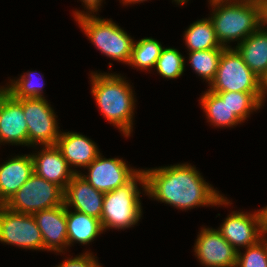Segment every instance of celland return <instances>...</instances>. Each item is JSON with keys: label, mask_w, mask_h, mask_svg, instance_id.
I'll list each match as a JSON object with an SVG mask.
<instances>
[{"label": "cell", "mask_w": 267, "mask_h": 267, "mask_svg": "<svg viewBox=\"0 0 267 267\" xmlns=\"http://www.w3.org/2000/svg\"><path fill=\"white\" fill-rule=\"evenodd\" d=\"M146 195L180 210L196 207L229 206L232 202L206 182L195 165H174L143 169ZM231 202V203H230Z\"/></svg>", "instance_id": "6da1fadb"}, {"label": "cell", "mask_w": 267, "mask_h": 267, "mask_svg": "<svg viewBox=\"0 0 267 267\" xmlns=\"http://www.w3.org/2000/svg\"><path fill=\"white\" fill-rule=\"evenodd\" d=\"M90 74L91 94L101 114L128 138L133 131L137 100L133 85L119 73L96 71Z\"/></svg>", "instance_id": "7a4b0ae2"}, {"label": "cell", "mask_w": 267, "mask_h": 267, "mask_svg": "<svg viewBox=\"0 0 267 267\" xmlns=\"http://www.w3.org/2000/svg\"><path fill=\"white\" fill-rule=\"evenodd\" d=\"M215 35L219 44L231 48L260 28L259 6L255 0H208Z\"/></svg>", "instance_id": "3957f363"}, {"label": "cell", "mask_w": 267, "mask_h": 267, "mask_svg": "<svg viewBox=\"0 0 267 267\" xmlns=\"http://www.w3.org/2000/svg\"><path fill=\"white\" fill-rule=\"evenodd\" d=\"M140 190L146 195L143 169L125 185L105 193L100 219L104 232L107 229L124 230L138 224L143 214Z\"/></svg>", "instance_id": "277c9868"}, {"label": "cell", "mask_w": 267, "mask_h": 267, "mask_svg": "<svg viewBox=\"0 0 267 267\" xmlns=\"http://www.w3.org/2000/svg\"><path fill=\"white\" fill-rule=\"evenodd\" d=\"M79 27L88 40L95 45L104 56L117 60V62L128 64L134 39L112 18L102 19L94 15H82L75 18Z\"/></svg>", "instance_id": "5b68a950"}, {"label": "cell", "mask_w": 267, "mask_h": 267, "mask_svg": "<svg viewBox=\"0 0 267 267\" xmlns=\"http://www.w3.org/2000/svg\"><path fill=\"white\" fill-rule=\"evenodd\" d=\"M208 88L212 92L261 93V79L250 70L234 47L225 48Z\"/></svg>", "instance_id": "8992f818"}, {"label": "cell", "mask_w": 267, "mask_h": 267, "mask_svg": "<svg viewBox=\"0 0 267 267\" xmlns=\"http://www.w3.org/2000/svg\"><path fill=\"white\" fill-rule=\"evenodd\" d=\"M64 191L35 173L9 200V209L24 214L63 205Z\"/></svg>", "instance_id": "52a82bcc"}, {"label": "cell", "mask_w": 267, "mask_h": 267, "mask_svg": "<svg viewBox=\"0 0 267 267\" xmlns=\"http://www.w3.org/2000/svg\"><path fill=\"white\" fill-rule=\"evenodd\" d=\"M28 127V147L55 145L61 130L56 113L46 98L21 99Z\"/></svg>", "instance_id": "ba28073f"}, {"label": "cell", "mask_w": 267, "mask_h": 267, "mask_svg": "<svg viewBox=\"0 0 267 267\" xmlns=\"http://www.w3.org/2000/svg\"><path fill=\"white\" fill-rule=\"evenodd\" d=\"M0 243L22 249L44 251L42 234L33 214L7 209L0 213Z\"/></svg>", "instance_id": "9c48e42d"}, {"label": "cell", "mask_w": 267, "mask_h": 267, "mask_svg": "<svg viewBox=\"0 0 267 267\" xmlns=\"http://www.w3.org/2000/svg\"><path fill=\"white\" fill-rule=\"evenodd\" d=\"M86 169L87 175L80 172V176L103 193L111 192L125 185L141 170L128 166L123 158H104L102 153Z\"/></svg>", "instance_id": "30bf717a"}, {"label": "cell", "mask_w": 267, "mask_h": 267, "mask_svg": "<svg viewBox=\"0 0 267 267\" xmlns=\"http://www.w3.org/2000/svg\"><path fill=\"white\" fill-rule=\"evenodd\" d=\"M194 244V255L205 267H236L238 251L217 229L201 227Z\"/></svg>", "instance_id": "8fae6325"}, {"label": "cell", "mask_w": 267, "mask_h": 267, "mask_svg": "<svg viewBox=\"0 0 267 267\" xmlns=\"http://www.w3.org/2000/svg\"><path fill=\"white\" fill-rule=\"evenodd\" d=\"M223 221L217 230L237 251L263 238L259 210L253 213L232 211Z\"/></svg>", "instance_id": "7c38bea8"}, {"label": "cell", "mask_w": 267, "mask_h": 267, "mask_svg": "<svg viewBox=\"0 0 267 267\" xmlns=\"http://www.w3.org/2000/svg\"><path fill=\"white\" fill-rule=\"evenodd\" d=\"M28 146V127L21 99L0 86V145Z\"/></svg>", "instance_id": "4fadbf2b"}, {"label": "cell", "mask_w": 267, "mask_h": 267, "mask_svg": "<svg viewBox=\"0 0 267 267\" xmlns=\"http://www.w3.org/2000/svg\"><path fill=\"white\" fill-rule=\"evenodd\" d=\"M33 217L42 234L44 251L66 253L68 240L65 205L37 211Z\"/></svg>", "instance_id": "5bb4252c"}, {"label": "cell", "mask_w": 267, "mask_h": 267, "mask_svg": "<svg viewBox=\"0 0 267 267\" xmlns=\"http://www.w3.org/2000/svg\"><path fill=\"white\" fill-rule=\"evenodd\" d=\"M35 152L31 153L34 173L58 185L64 191L75 173L69 167L60 150L56 145H46L40 146L39 151Z\"/></svg>", "instance_id": "9a60e30c"}, {"label": "cell", "mask_w": 267, "mask_h": 267, "mask_svg": "<svg viewBox=\"0 0 267 267\" xmlns=\"http://www.w3.org/2000/svg\"><path fill=\"white\" fill-rule=\"evenodd\" d=\"M105 193L90 185L80 174H75L64 189L63 204L66 208L101 219Z\"/></svg>", "instance_id": "2e32d148"}, {"label": "cell", "mask_w": 267, "mask_h": 267, "mask_svg": "<svg viewBox=\"0 0 267 267\" xmlns=\"http://www.w3.org/2000/svg\"><path fill=\"white\" fill-rule=\"evenodd\" d=\"M55 145L75 174L81 172L76 168L85 169L100 154L97 144L82 133L61 131Z\"/></svg>", "instance_id": "e0dca14e"}, {"label": "cell", "mask_w": 267, "mask_h": 267, "mask_svg": "<svg viewBox=\"0 0 267 267\" xmlns=\"http://www.w3.org/2000/svg\"><path fill=\"white\" fill-rule=\"evenodd\" d=\"M34 174L31 154L11 156L0 164V189L10 198Z\"/></svg>", "instance_id": "ac0fdd59"}, {"label": "cell", "mask_w": 267, "mask_h": 267, "mask_svg": "<svg viewBox=\"0 0 267 267\" xmlns=\"http://www.w3.org/2000/svg\"><path fill=\"white\" fill-rule=\"evenodd\" d=\"M250 70L260 79L267 73V31L259 28L234 46Z\"/></svg>", "instance_id": "d6986e66"}, {"label": "cell", "mask_w": 267, "mask_h": 267, "mask_svg": "<svg viewBox=\"0 0 267 267\" xmlns=\"http://www.w3.org/2000/svg\"><path fill=\"white\" fill-rule=\"evenodd\" d=\"M68 247L74 243L89 245L104 232L100 219L66 208Z\"/></svg>", "instance_id": "ffe728a7"}, {"label": "cell", "mask_w": 267, "mask_h": 267, "mask_svg": "<svg viewBox=\"0 0 267 267\" xmlns=\"http://www.w3.org/2000/svg\"><path fill=\"white\" fill-rule=\"evenodd\" d=\"M207 122L214 127H233L243 122L231 112L226 101H223L216 93L207 89L199 100Z\"/></svg>", "instance_id": "44dd1931"}, {"label": "cell", "mask_w": 267, "mask_h": 267, "mask_svg": "<svg viewBox=\"0 0 267 267\" xmlns=\"http://www.w3.org/2000/svg\"><path fill=\"white\" fill-rule=\"evenodd\" d=\"M183 35L188 52L224 48L216 38L214 26L209 17L198 19L190 24Z\"/></svg>", "instance_id": "7402d4cb"}, {"label": "cell", "mask_w": 267, "mask_h": 267, "mask_svg": "<svg viewBox=\"0 0 267 267\" xmlns=\"http://www.w3.org/2000/svg\"><path fill=\"white\" fill-rule=\"evenodd\" d=\"M163 48L162 44L152 37H144L138 41L134 40L131 57L127 65L132 68L135 67L137 70L150 71L155 68Z\"/></svg>", "instance_id": "603a6c76"}, {"label": "cell", "mask_w": 267, "mask_h": 267, "mask_svg": "<svg viewBox=\"0 0 267 267\" xmlns=\"http://www.w3.org/2000/svg\"><path fill=\"white\" fill-rule=\"evenodd\" d=\"M35 71H27L19 78L10 79V84L4 85L3 88L16 99L24 98H46L43 92L44 79L43 75ZM38 76V77H37ZM41 77V78H39ZM36 79V80H35Z\"/></svg>", "instance_id": "cb8c5ba5"}, {"label": "cell", "mask_w": 267, "mask_h": 267, "mask_svg": "<svg viewBox=\"0 0 267 267\" xmlns=\"http://www.w3.org/2000/svg\"><path fill=\"white\" fill-rule=\"evenodd\" d=\"M223 101H226L231 112L235 114L243 123L255 111L262 106L261 93L245 92H214Z\"/></svg>", "instance_id": "d4e9b609"}, {"label": "cell", "mask_w": 267, "mask_h": 267, "mask_svg": "<svg viewBox=\"0 0 267 267\" xmlns=\"http://www.w3.org/2000/svg\"><path fill=\"white\" fill-rule=\"evenodd\" d=\"M225 48H214L209 50L191 51L188 54V60L191 68L201 77L203 81L208 82V86L214 80L219 66L222 52Z\"/></svg>", "instance_id": "484cf974"}, {"label": "cell", "mask_w": 267, "mask_h": 267, "mask_svg": "<svg viewBox=\"0 0 267 267\" xmlns=\"http://www.w3.org/2000/svg\"><path fill=\"white\" fill-rule=\"evenodd\" d=\"M181 52L173 47H164L154 70L166 79H178L185 71L186 61Z\"/></svg>", "instance_id": "4316f807"}, {"label": "cell", "mask_w": 267, "mask_h": 267, "mask_svg": "<svg viewBox=\"0 0 267 267\" xmlns=\"http://www.w3.org/2000/svg\"><path fill=\"white\" fill-rule=\"evenodd\" d=\"M244 250V253H237L236 267H267V238L263 237Z\"/></svg>", "instance_id": "83f0119b"}, {"label": "cell", "mask_w": 267, "mask_h": 267, "mask_svg": "<svg viewBox=\"0 0 267 267\" xmlns=\"http://www.w3.org/2000/svg\"><path fill=\"white\" fill-rule=\"evenodd\" d=\"M96 258L92 252L87 250L78 256L64 259L56 267H102Z\"/></svg>", "instance_id": "f1b7e54d"}, {"label": "cell", "mask_w": 267, "mask_h": 267, "mask_svg": "<svg viewBox=\"0 0 267 267\" xmlns=\"http://www.w3.org/2000/svg\"><path fill=\"white\" fill-rule=\"evenodd\" d=\"M82 2V6L84 5V11H79V10H75L73 11V17L74 19L79 17V16H82L84 14L86 15H94V13H96L97 15V12L99 10H101V6H102V3H103V0H80ZM105 1V0H104Z\"/></svg>", "instance_id": "f546056e"}, {"label": "cell", "mask_w": 267, "mask_h": 267, "mask_svg": "<svg viewBox=\"0 0 267 267\" xmlns=\"http://www.w3.org/2000/svg\"><path fill=\"white\" fill-rule=\"evenodd\" d=\"M259 6L260 28L267 31V0H257Z\"/></svg>", "instance_id": "4dcf8cb0"}, {"label": "cell", "mask_w": 267, "mask_h": 267, "mask_svg": "<svg viewBox=\"0 0 267 267\" xmlns=\"http://www.w3.org/2000/svg\"><path fill=\"white\" fill-rule=\"evenodd\" d=\"M261 215L262 235L267 238V205L259 209Z\"/></svg>", "instance_id": "1f68e13d"}, {"label": "cell", "mask_w": 267, "mask_h": 267, "mask_svg": "<svg viewBox=\"0 0 267 267\" xmlns=\"http://www.w3.org/2000/svg\"><path fill=\"white\" fill-rule=\"evenodd\" d=\"M9 209V199L4 195L3 191L0 189V213H3Z\"/></svg>", "instance_id": "d6a6232c"}, {"label": "cell", "mask_w": 267, "mask_h": 267, "mask_svg": "<svg viewBox=\"0 0 267 267\" xmlns=\"http://www.w3.org/2000/svg\"><path fill=\"white\" fill-rule=\"evenodd\" d=\"M261 95H262V104H264L266 96H267V73L261 79Z\"/></svg>", "instance_id": "836d02e7"}, {"label": "cell", "mask_w": 267, "mask_h": 267, "mask_svg": "<svg viewBox=\"0 0 267 267\" xmlns=\"http://www.w3.org/2000/svg\"><path fill=\"white\" fill-rule=\"evenodd\" d=\"M120 1V3H122L123 4V6H128V5H131V4H140V3H144L145 1H147V0H119Z\"/></svg>", "instance_id": "e575fe53"}, {"label": "cell", "mask_w": 267, "mask_h": 267, "mask_svg": "<svg viewBox=\"0 0 267 267\" xmlns=\"http://www.w3.org/2000/svg\"><path fill=\"white\" fill-rule=\"evenodd\" d=\"M189 0H173L172 2H175V4L183 5L186 4Z\"/></svg>", "instance_id": "d590c367"}]
</instances>
